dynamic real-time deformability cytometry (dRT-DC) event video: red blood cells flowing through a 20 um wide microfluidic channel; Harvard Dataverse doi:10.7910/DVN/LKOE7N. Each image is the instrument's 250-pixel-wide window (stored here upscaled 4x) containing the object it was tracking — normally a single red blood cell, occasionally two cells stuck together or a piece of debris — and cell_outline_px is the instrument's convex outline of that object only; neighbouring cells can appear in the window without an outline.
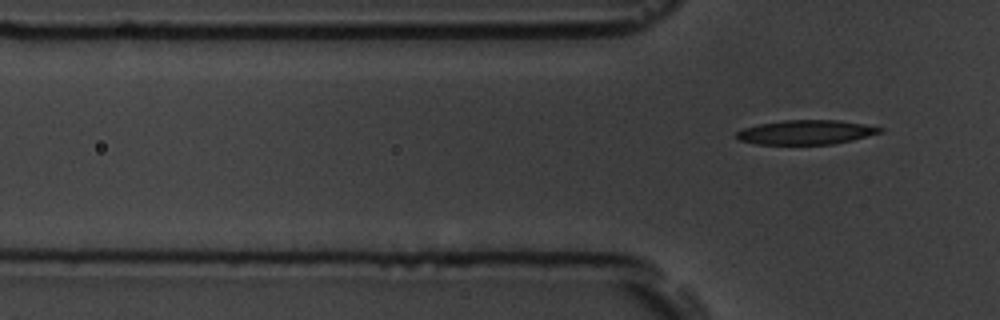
{"species": "common noctule bat (a hibernating species)", "species_latin": "Nyctalus noctula", "temperature_condition": "room temperature", "stored_images_in_passage": 6, "segment_of_instrument_passage": [2, 2], "camera_frame_rate_fps": 3000, "um_per_image_px": 0.085, "animal": {"sex": "male", "body_mass_g": 19.5, "forearm_length_mm": 54.6}, "frame": {"image": 1, "passage_image": 6, "time_ms": 5.667, "image_size_px": [1000, 320], "cell_outline_px": [[884, 128], [880, 132], [852, 140], [832, 144], [756, 144], [740, 140], [736, 136], [736, 132], [744, 128], [760, 124], [784, 120], [840, 120], [864, 124]], "centroid_in_image_um": [68.5, 11.24], "position_along_channel_um": 57.3, "area_um2": 20.11}}